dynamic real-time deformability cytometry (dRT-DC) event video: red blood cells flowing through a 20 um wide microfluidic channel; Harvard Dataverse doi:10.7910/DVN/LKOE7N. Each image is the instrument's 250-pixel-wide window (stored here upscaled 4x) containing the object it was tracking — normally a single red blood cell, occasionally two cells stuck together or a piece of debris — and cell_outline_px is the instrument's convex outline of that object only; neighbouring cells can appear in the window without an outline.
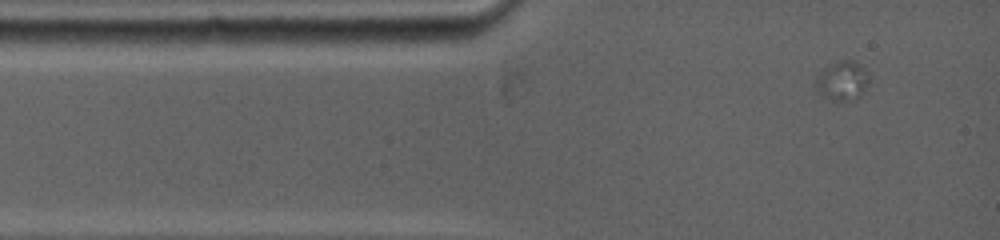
{"species": "common noctule bat (a hibernating species)", "species_latin": "Nyctalus noctula", "temperature_condition": "warm", "stored_images_in_passage": 4, "camera_frame_rate_fps": 5000, "um_per_image_px": 0.085, "animal": {"sex": "female", "body_mass_g": 19.0, "forearm_length_mm": 53.3}, "frame": {"image": 1, "passage_image": 2, "time_ms": 1.2, "image_size_px": [1000, 240], "cell_outline_px": [[868, 80], [860, 96], [852, 100], [832, 100], [820, 96], [816, 88], [816, 80], [820, 72], [828, 64], [840, 60], [856, 60], [864, 68]], "centroid_in_image_um": [71.56, 6.85], "position_along_channel_um": 13.4, "area_um2": 12.08}}
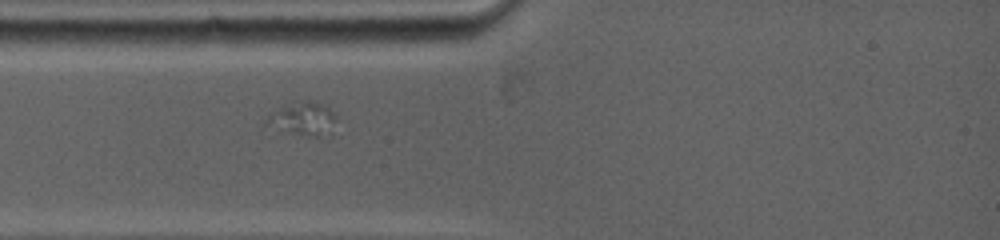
{"frame": {"image": 2, "passage_image": 4, "time_ms": 3.4, "image_size_px": [1000, 240], "cell_outline_px": [[336, 120], [316, 136], [308, 136], [288, 132], [264, 124], [268, 116], [272, 112], [284, 108], [316, 100], [328, 108], [336, 116]], "centroid_in_image_um": [25.7, 10.1], "position_along_channel_um": 59.3, "area_um2": 12.08}}